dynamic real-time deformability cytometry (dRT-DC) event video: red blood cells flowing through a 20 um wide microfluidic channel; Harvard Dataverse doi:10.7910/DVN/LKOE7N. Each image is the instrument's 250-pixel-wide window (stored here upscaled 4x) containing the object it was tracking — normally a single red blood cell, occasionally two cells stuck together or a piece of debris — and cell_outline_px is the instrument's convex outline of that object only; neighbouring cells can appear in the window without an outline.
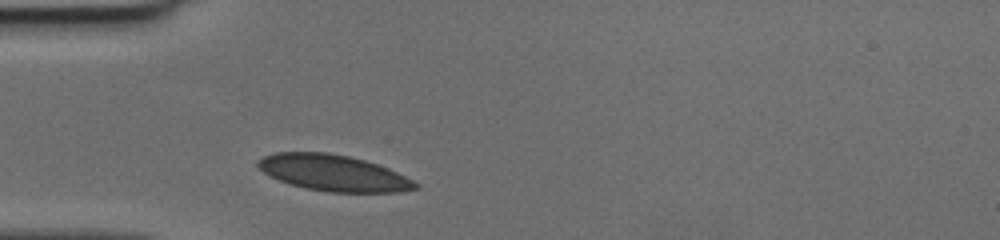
{"species": "human", "species_latin": "Homo sapiens", "temperature_condition": "cold", "stored_images_in_passage": 25, "camera_frame_rate_fps": 3000, "um_per_image_px": 0.085, "donor": {"sex": "female"}, "frame": {"image": 1, "passage_image": 1, "time_ms": 0.0, "image_size_px": [1000, 240], "cell_outline_px": [[420, 184], [416, 188], [400, 192], [328, 192], [304, 188], [280, 180], [264, 172], [256, 164], [256, 160], [264, 156], [276, 152], [328, 152], [348, 156], [364, 160], [388, 168]], "centroid_in_image_um": [28.33, 14.69], "position_along_channel_um": 56.7, "area_um2": 32.89}}
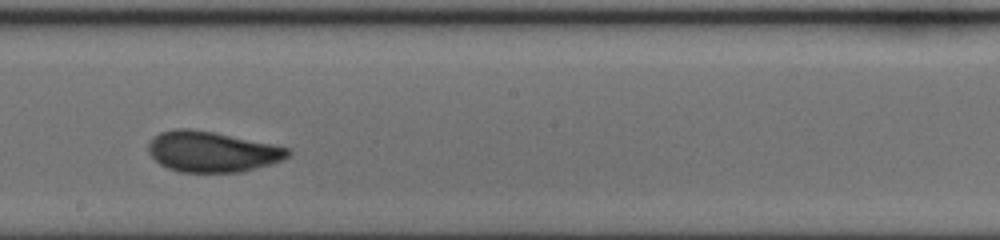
{"frame": {"image": 2, "passage_image": 14, "time_ms": 4.333, "image_size_px": [1000, 240], "cell_outline_px": [[292, 152], [288, 156], [272, 164], [240, 172], [180, 172], [168, 168], [160, 164], [148, 152], [148, 144], [160, 132], [176, 128], [188, 128], [216, 132], [292, 148]], "centroid_in_image_um": [18.05, 12.88], "position_along_channel_um": 230.2, "area_um2": 33.12}}
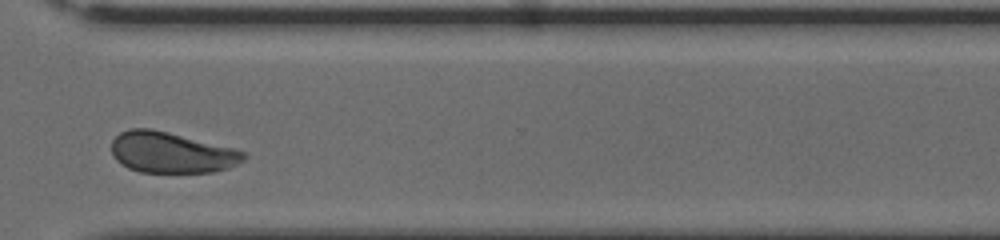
{"frame": {"image": 3, "passage_image": 23, "time_ms": 7.333, "image_size_px": [1000, 240], "cell_outline_px": [[248, 156], [244, 160], [228, 168], [212, 172], [140, 172], [128, 168], [120, 164], [112, 156], [112, 140], [120, 132], [132, 128], [152, 128], [232, 148], [244, 152]], "centroid_in_image_um": [14.53, 12.97], "position_along_channel_um": 356.1, "area_um2": 31.39}}